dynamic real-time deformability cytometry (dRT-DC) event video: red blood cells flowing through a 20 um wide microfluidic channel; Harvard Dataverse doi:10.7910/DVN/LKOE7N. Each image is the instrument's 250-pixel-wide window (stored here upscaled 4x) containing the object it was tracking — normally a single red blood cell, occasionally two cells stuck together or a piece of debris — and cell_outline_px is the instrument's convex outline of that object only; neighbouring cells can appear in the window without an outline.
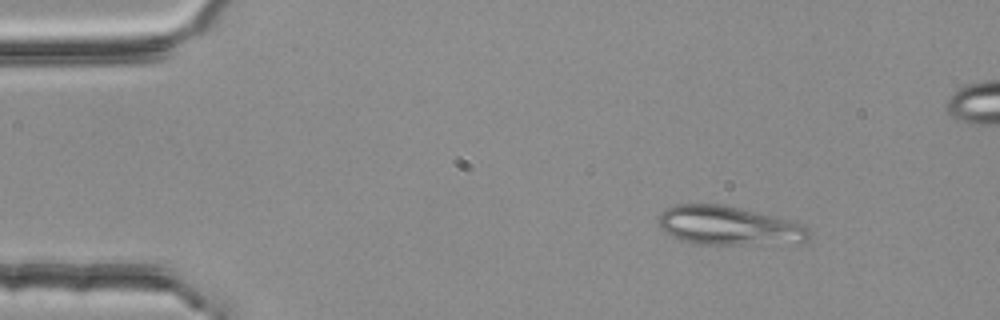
{"species": "common noctule bat (a hibernating species)", "species_latin": "Nyctalus noctula", "temperature_condition": "room temperature", "stored_images_in_passage": 4, "camera_frame_rate_fps": 3000, "um_per_image_px": 0.085, "animal": {"sex": "female", "body_mass_g": 25.1}, "frame": {"image": 1, "passage_image": 1, "time_ms": 0.0, "image_size_px": [1000, 320], "cell_outline_px": [[812, 232], [804, 240], [740, 244], [692, 244], [672, 236], [660, 228], [656, 216], [664, 208], [676, 204], [724, 204], [776, 216], [796, 224]], "centroid_in_image_um": [61.74, 19.15], "position_along_channel_um": 23.3, "area_um2": 33.47}}